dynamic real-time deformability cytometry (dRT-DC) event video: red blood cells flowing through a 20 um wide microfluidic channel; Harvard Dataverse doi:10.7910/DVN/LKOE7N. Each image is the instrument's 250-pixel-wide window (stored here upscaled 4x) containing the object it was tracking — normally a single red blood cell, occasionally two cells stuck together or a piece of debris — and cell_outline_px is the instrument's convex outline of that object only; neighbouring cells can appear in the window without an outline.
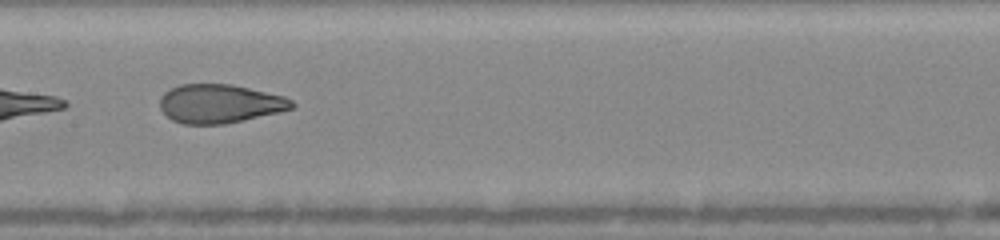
{"species": "human", "species_latin": "Homo sapiens", "temperature_condition": "warm", "stored_images_in_passage": 24, "camera_frame_rate_fps": 3000, "um_per_image_px": 0.085, "donor": {"sex": "female"}, "frame": {"image": 1, "passage_image": 8, "time_ms": 2.667, "image_size_px": [1000, 240], "cell_outline_px": [[296, 104], [292, 108], [280, 112], [224, 124], [184, 124], [172, 120], [160, 108], [160, 96], [164, 92], [180, 84], [232, 84], [284, 96], [292, 100]], "centroid_in_image_um": [18.68, 8.81], "position_along_channel_um": 188.7, "area_um2": 29.77}}
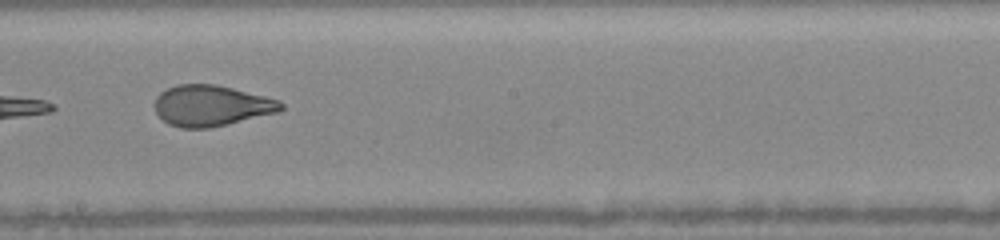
{"frame": {"image": 2, "passage_image": 11, "time_ms": 3.667, "image_size_px": [1000, 240], "cell_outline_px": [[284, 108], [280, 112], [228, 124], [208, 128], [180, 128], [168, 124], [156, 112], [156, 96], [160, 92], [168, 88], [180, 84], [216, 84], [280, 100], [284, 104]], "centroid_in_image_um": [17.99, 8.99], "position_along_channel_um": 230.2, "area_um2": 30.06}}